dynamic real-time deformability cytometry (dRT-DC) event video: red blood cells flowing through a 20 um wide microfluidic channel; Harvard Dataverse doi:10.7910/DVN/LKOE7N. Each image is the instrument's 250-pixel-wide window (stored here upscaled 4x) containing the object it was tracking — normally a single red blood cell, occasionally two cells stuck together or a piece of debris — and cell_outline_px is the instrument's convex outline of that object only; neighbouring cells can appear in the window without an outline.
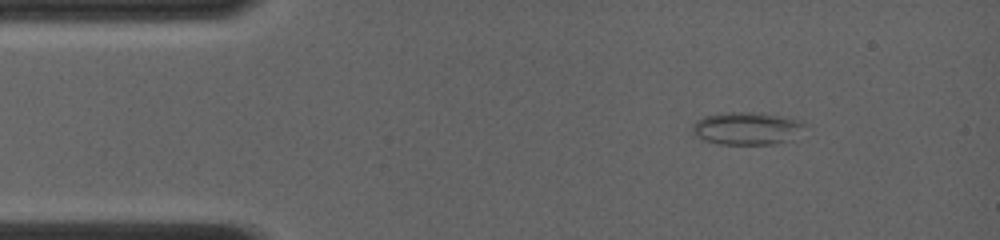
{"species": "common noctule bat (a hibernating species)", "species_latin": "Nyctalus noctula", "temperature_condition": "room temperature", "stored_images_in_passage": 53, "camera_frame_rate_fps": 4000, "um_per_image_px": 0.085, "animal": {"sex": "female", "body_mass_g": 19.0, "forearm_length_mm": 56.7}, "frame": {"image": 1, "passage_image": 1, "time_ms": 0.0, "image_size_px": [1000, 240], "cell_outline_px": [[804, 124], [784, 140], [772, 144], [720, 144], [704, 140], [696, 136], [692, 132], [692, 124], [696, 120], [704, 116], [720, 112], [752, 112], [804, 120]], "centroid_in_image_um": [63.32, 10.89], "position_along_channel_um": 21.7, "area_um2": 20.75}}
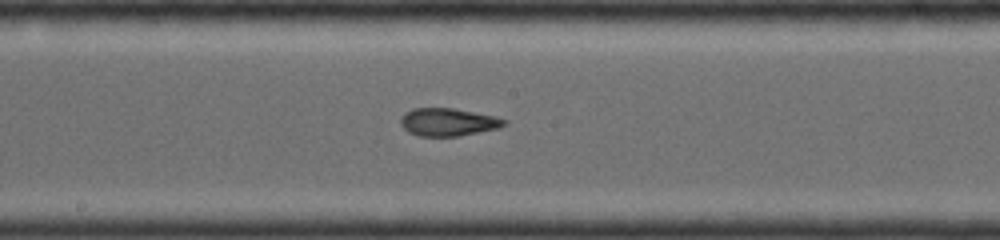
{"frame": {"image": 2, "passage_image": 25, "time_ms": 6.0, "image_size_px": [1000, 240], "cell_outline_px": [[508, 124], [496, 128], [460, 136], [420, 136], [408, 132], [400, 124], [400, 120], [404, 112], [412, 108], [452, 108], [496, 116], [508, 120]], "centroid_in_image_um": [38.08, 10.37], "position_along_channel_um": 210.1, "area_um2": 16.82}}
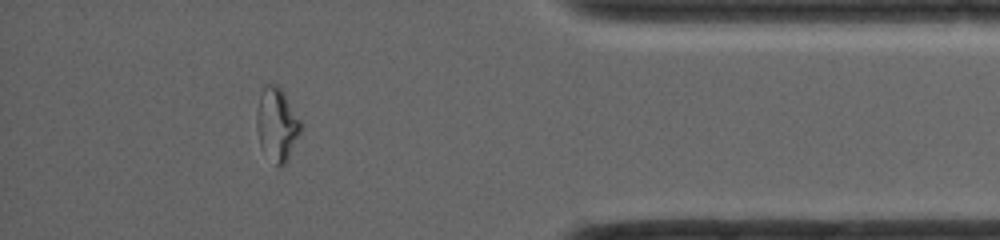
{"frame": {"image": 3, "passage_image": 46, "time_ms": 11.25, "image_size_px": [1000, 240], "cell_outline_px": [[304, 128], [288, 160], [284, 164], [276, 164], [260, 144], [256, 124], [256, 112], [260, 96], [264, 84], [276, 84], [284, 92], [300, 120]], "centroid_in_image_um": [23.57, 10.53], "position_along_channel_um": 411.6, "area_um2": 18.67}, "authors_computed_cell_mechanics": {"area_um2": 17.7446, "velocity_mm_per_s": 4.2335, "shape_relaxation_time_tau1_ms": null, "shape_relaxation_time_tau2_ms": 1.2588, "deformation_change_tau1": null, "deformation_change_tau2": 0.0434}}